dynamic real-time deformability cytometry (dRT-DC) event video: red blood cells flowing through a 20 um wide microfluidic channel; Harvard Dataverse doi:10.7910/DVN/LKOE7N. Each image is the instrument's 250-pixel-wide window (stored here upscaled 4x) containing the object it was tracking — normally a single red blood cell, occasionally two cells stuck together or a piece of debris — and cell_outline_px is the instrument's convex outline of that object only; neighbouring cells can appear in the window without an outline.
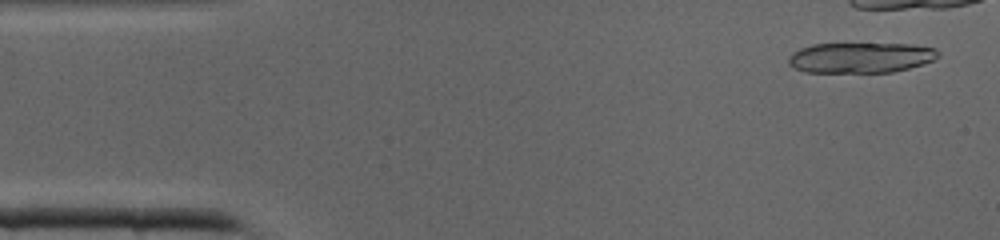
{"species": "common noctule bat (a hibernating species)", "species_latin": "Nyctalus noctula", "temperature_condition": "cold", "stored_images_in_passage": 6, "camera_frame_rate_fps": 3000, "um_per_image_px": 0.085, "animal": {"sex": "male", "body_mass_g": 19.0, "forearm_length_mm": 50.8}, "frame": {"image": 1, "passage_image": 2, "time_ms": 0.333, "image_size_px": [1000, 240], "cell_outline_px": [[940, 56], [932, 60], [908, 68], [892, 72], [804, 72], [788, 64], [788, 56], [792, 52], [800, 48], [812, 44], [912, 44], [936, 48], [940, 52]], "centroid_in_image_um": [73.14, 4.89], "position_along_channel_um": 11.9, "area_um2": 26.53}}